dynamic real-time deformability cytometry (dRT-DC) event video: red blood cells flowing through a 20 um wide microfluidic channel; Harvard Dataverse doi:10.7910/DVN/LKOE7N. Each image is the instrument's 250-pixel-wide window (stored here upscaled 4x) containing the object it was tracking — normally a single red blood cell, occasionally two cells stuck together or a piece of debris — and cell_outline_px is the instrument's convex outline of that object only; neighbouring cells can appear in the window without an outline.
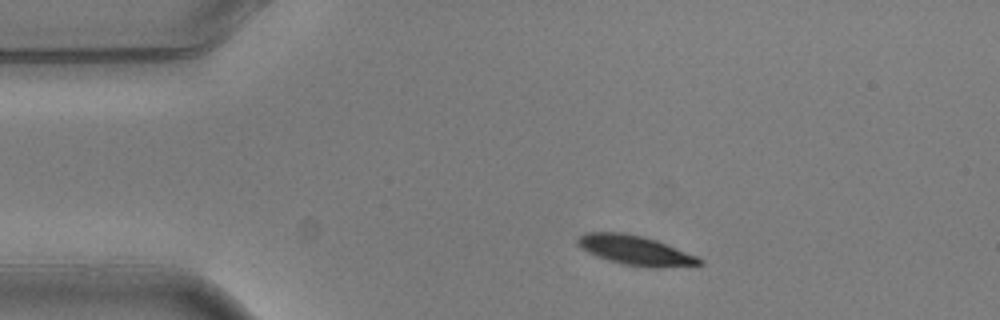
{"species": "common noctule bat (a hibernating species)", "species_latin": "Nyctalus noctula", "temperature_condition": "warm", "stored_images_in_passage": 2, "camera_frame_rate_fps": 3000, "um_per_image_px": 0.085, "animal": {"sex": "male", "body_mass_g": 20.5, "forearm_length_mm": 52.5}, "frame": {"image": 1, "passage_image": 1, "time_ms": 0.0, "image_size_px": [1000, 320], "cell_outline_px": [[704, 264], [664, 268], [652, 268], [624, 264], [608, 260], [596, 256], [580, 248], [576, 244], [576, 240], [584, 232], [624, 232], [644, 236], [656, 240], [696, 256], [704, 260]], "centroid_in_image_um": [53.99, 21.27], "position_along_channel_um": 31.0, "area_um2": 21.1}}